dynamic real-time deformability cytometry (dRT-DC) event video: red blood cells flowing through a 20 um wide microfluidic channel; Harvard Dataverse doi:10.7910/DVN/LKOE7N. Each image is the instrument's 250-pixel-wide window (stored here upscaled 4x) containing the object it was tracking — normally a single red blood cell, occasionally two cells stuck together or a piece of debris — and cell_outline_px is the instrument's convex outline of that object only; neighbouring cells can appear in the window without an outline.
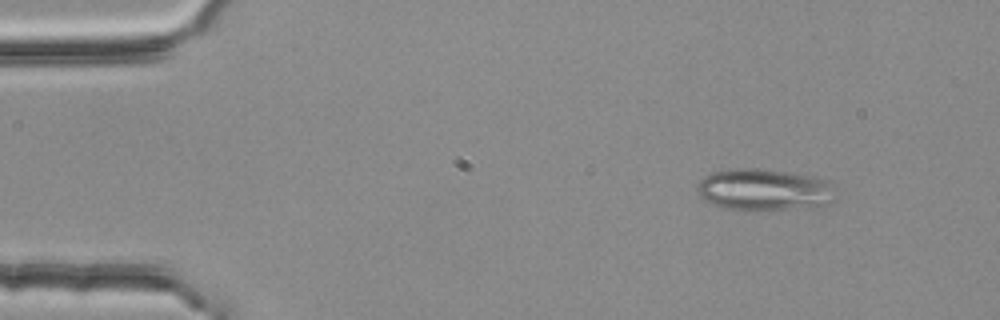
{"species": "common noctule bat (a hibernating species)", "species_latin": "Nyctalus noctula", "temperature_condition": "room temperature", "stored_images_in_passage": 3, "camera_frame_rate_fps": 3000, "um_per_image_px": 0.085, "animal": {"sex": "female", "body_mass_g": 25.1}, "frame": {"image": 1, "passage_image": 2, "time_ms": 0.333, "image_size_px": [1000, 320], "cell_outline_px": [[840, 200], [828, 204], [784, 208], [724, 208], [704, 200], [700, 196], [696, 188], [700, 180], [704, 176], [712, 172], [736, 168], [756, 168], [792, 172], [812, 176], [828, 180], [832, 184], [840, 196]], "centroid_in_image_um": [65.03, 16.08], "position_along_channel_um": 20.0, "area_um2": 33.47}}